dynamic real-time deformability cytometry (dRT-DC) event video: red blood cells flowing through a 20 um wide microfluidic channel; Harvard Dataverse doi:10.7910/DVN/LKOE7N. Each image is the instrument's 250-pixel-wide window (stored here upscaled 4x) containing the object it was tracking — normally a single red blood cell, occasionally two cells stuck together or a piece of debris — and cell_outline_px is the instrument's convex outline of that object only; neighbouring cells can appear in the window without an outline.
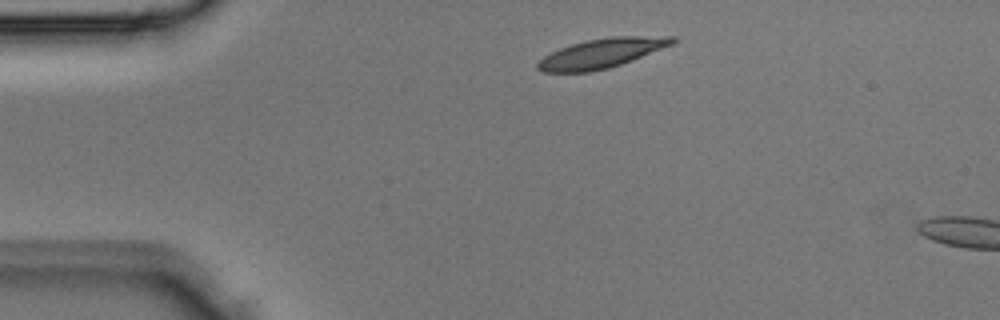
{"species": "Egyptian fruit bat (a non-hibernating species)", "species_latin": "Rousettus aegyptiacus", "temperature_condition": "room temperature", "stored_images_in_passage": 2, "camera_frame_rate_fps": 3000, "um_per_image_px": 0.085, "animal": {"sex": "male"}, "frame": {"image": 1, "passage_image": 1, "time_ms": 0.0, "image_size_px": [1000, 320], "cell_outline_px": [[676, 40], [672, 44], [632, 60], [608, 68], [588, 72], [544, 72], [536, 68], [536, 64], [544, 56], [560, 48], [572, 44], [588, 40], [612, 36], [676, 36]], "centroid_in_image_um": [51.13, 4.52], "position_along_channel_um": 33.9, "area_um2": 22.83}}